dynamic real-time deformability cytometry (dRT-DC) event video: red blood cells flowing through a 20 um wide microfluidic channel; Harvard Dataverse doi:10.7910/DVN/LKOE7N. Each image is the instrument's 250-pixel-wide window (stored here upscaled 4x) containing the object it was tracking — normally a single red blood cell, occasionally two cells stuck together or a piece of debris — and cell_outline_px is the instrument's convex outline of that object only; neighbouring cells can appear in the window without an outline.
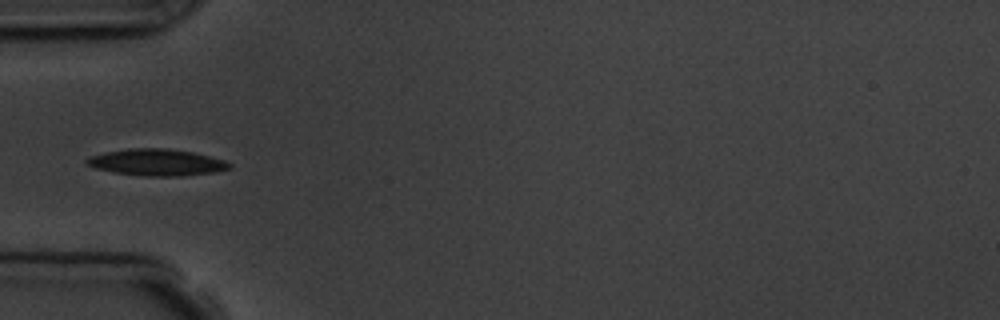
{"species": "common noctule bat (a hibernating species)", "species_latin": "Nyctalus noctula", "temperature_condition": "room temperature", "stored_images_in_passage": 5, "camera_frame_rate_fps": 3000, "um_per_image_px": 0.085, "animal": {"sex": "male", "body_mass_g": 19.5, "forearm_length_mm": 54.6}, "frame": {"image": 1, "passage_image": 5, "time_ms": 4.667, "image_size_px": [1000, 320], "cell_outline_px": [[232, 168], [216, 172], [180, 176], [148, 176], [116, 172], [96, 168], [84, 164], [84, 160], [88, 156], [128, 148], [168, 148], [192, 152], [224, 160], [232, 164]], "centroid_in_image_um": [13.32, 13.79], "position_along_channel_um": 71.7, "area_um2": 22.08}}